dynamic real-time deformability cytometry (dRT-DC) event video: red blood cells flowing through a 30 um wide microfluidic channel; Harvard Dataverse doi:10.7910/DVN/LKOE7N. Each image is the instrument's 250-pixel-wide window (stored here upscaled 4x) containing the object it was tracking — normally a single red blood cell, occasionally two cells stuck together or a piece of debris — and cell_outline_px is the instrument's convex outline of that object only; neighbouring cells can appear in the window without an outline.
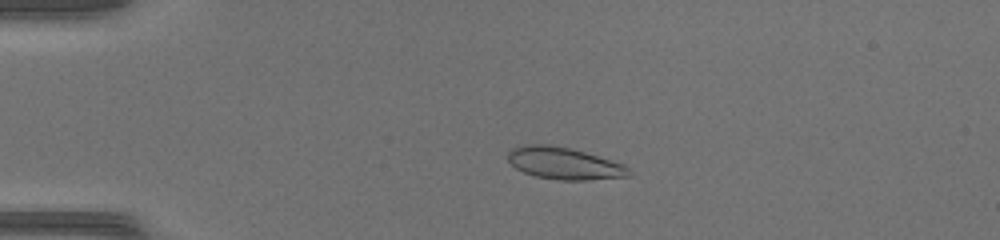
{"species": "common noctule bat (a hibernating species)", "species_latin": "Nyctalus noctula", "temperature_condition": "warm", "stored_images_in_passage": 51, "camera_frame_rate_fps": 3000, "um_per_image_px": 0.085, "animal": {"sex": "female", "body_mass_g": 17.0, "forearm_length_mm": 48.0}, "frame": {"image": 1, "passage_image": 13, "time_ms": 4.0, "image_size_px": [1000, 240], "cell_outline_px": [[632, 172], [628, 176], [588, 180], [560, 180], [536, 176], [524, 172], [516, 168], [508, 160], [508, 152], [512, 148], [524, 144], [548, 144], [568, 148], [584, 152], [624, 164]], "centroid_in_image_um": [47.94, 13.88], "position_along_channel_um": 37.1, "area_um2": 22.37}}
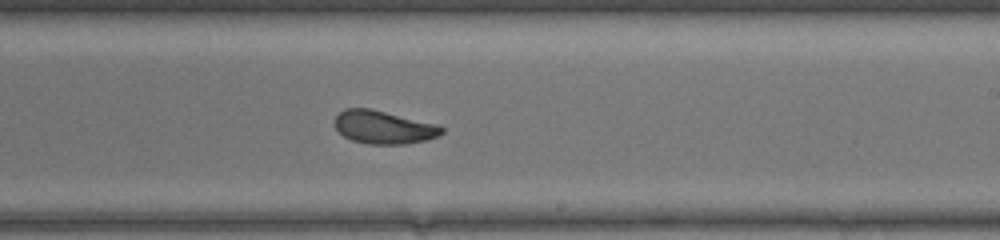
{"frame": {"image": 2, "passage_image": 32, "time_ms": 10.333, "image_size_px": [1000, 240], "cell_outline_px": [[444, 132], [428, 140], [404, 144], [368, 144], [352, 140], [344, 136], [336, 128], [336, 116], [344, 108], [372, 108], [436, 124], [444, 128]], "centroid_in_image_um": [32.62, 10.81], "position_along_channel_um": 256.4, "area_um2": 20.58}}
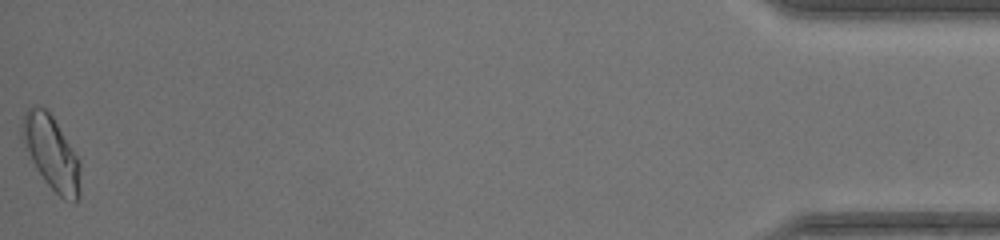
{"frame": {"image": 3, "passage_image": 51, "time_ms": 16.667, "image_size_px": [1000, 240], "cell_outline_px": [[80, 196], [72, 204], [64, 200], [44, 180], [36, 168], [20, 136], [20, 128], [24, 112], [32, 104], [44, 108], [52, 116], [80, 160]], "centroid_in_image_um": [4.36, 12.99], "position_along_channel_um": 430.8, "area_um2": 25.03}, "authors_computed_cell_mechanics": {"area_um2": 21.8484, "velocity_mm_per_s": 4.2411, "shape_relaxation_time_tau1_ms": 3.7268, "shape_relaxation_time_tau2_ms": 0.8079, "deformation_change_tau1": 0.1438, "deformation_change_tau2": 0.0435}}